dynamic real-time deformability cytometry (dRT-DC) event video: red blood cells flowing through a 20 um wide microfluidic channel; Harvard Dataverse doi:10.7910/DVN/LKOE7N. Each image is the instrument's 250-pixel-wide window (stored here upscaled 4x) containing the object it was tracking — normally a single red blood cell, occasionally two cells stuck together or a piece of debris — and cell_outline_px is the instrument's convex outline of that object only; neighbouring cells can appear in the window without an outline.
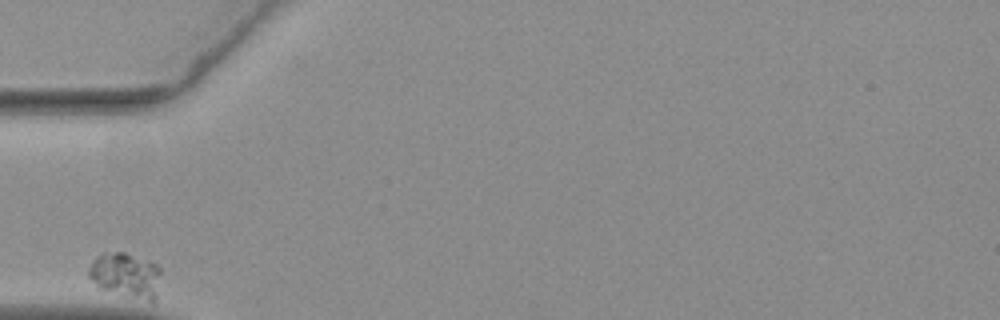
{"species": "common noctule bat (a hibernating species)", "species_latin": "Nyctalus noctula", "temperature_condition": "warm", "stored_images_in_passage": 29, "camera_frame_rate_fps": 3000, "um_per_image_px": 0.085, "animal": {"sex": "female", "body_mass_g": 19.3, "forearm_length_mm": 54.1}, "frame": {"image": 1, "passage_image": 1, "time_ms": 0.0, "image_size_px": [1000, 320], "cell_outline_px": [[160, 272], [156, 300], [152, 304], [96, 288], [88, 276], [88, 272], [92, 260], [96, 256], [104, 252], [124, 252], [152, 260], [160, 268]], "centroid_in_image_um": [10.7, 23.42], "position_along_channel_um": 74.3, "area_um2": 19.77}}
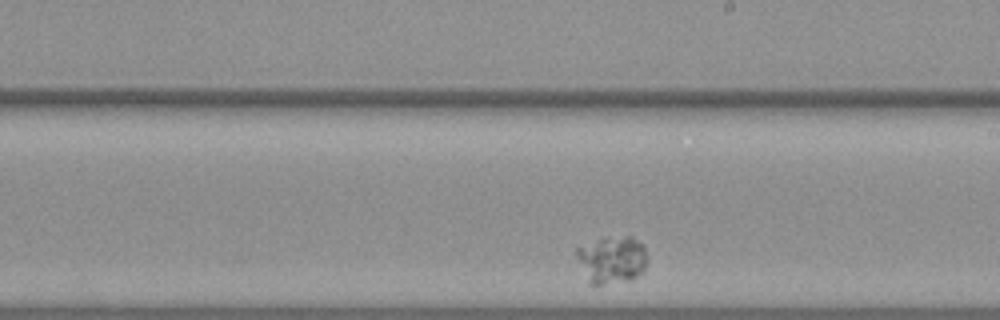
{"frame": {"image": 2, "passage_image": 17, "time_ms": 5.333, "image_size_px": [1000, 320], "cell_outline_px": [[644, 272], [632, 280], [600, 284], [588, 284], [576, 256], [576, 244], [596, 240], [624, 236], [632, 236], [644, 244]], "centroid_in_image_um": [51.96, 22.07], "position_along_channel_um": 237.0, "area_um2": 19.59}}
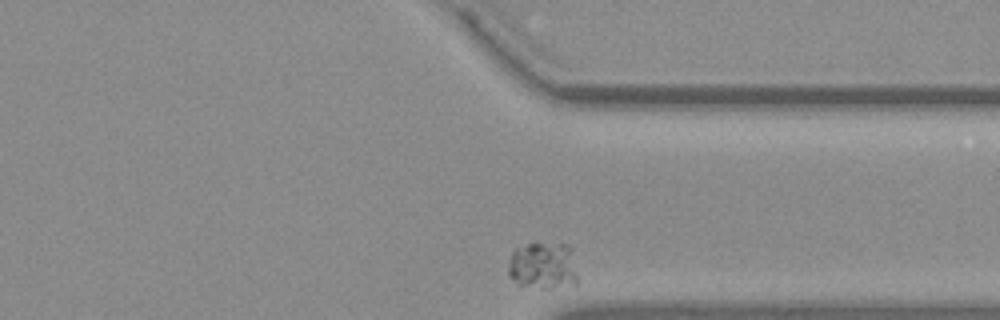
{"frame": {"image": 3, "passage_image": 29, "time_ms": 9.333, "image_size_px": [1000, 320], "cell_outline_px": [[576, 284], [552, 288], [544, 288], [516, 284], [508, 276], [508, 260], [512, 252], [516, 248], [528, 244], [568, 244], [572, 248], [576, 276]], "centroid_in_image_um": [46.13, 22.59], "position_along_channel_um": 365.3, "area_um2": 19.13}}